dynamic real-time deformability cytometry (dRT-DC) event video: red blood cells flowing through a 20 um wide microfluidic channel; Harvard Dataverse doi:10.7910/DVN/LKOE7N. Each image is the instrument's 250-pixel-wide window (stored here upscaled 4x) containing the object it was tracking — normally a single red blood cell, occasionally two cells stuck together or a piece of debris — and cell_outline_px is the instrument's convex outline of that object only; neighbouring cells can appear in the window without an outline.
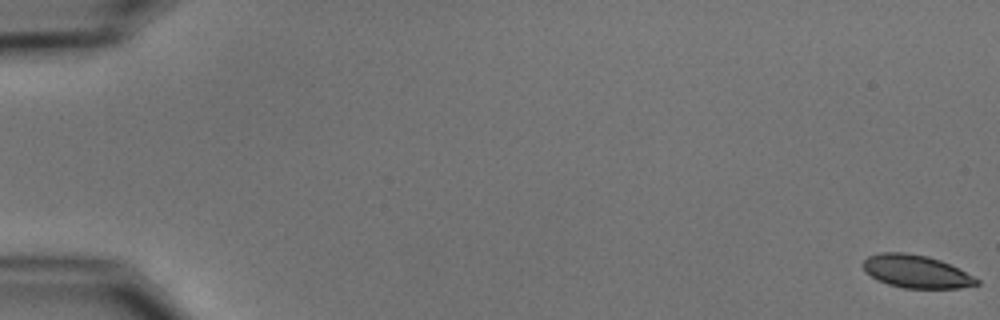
{"species": "common noctule bat (a hibernating species)", "species_latin": "Nyctalus noctula", "temperature_condition": "cold", "stored_images_in_passage": 5, "camera_frame_rate_fps": 3000, "um_per_image_px": 0.085, "animal": {"sex": "male", "body_mass_g": 15.6}, "frame": {"image": 1, "passage_image": 1, "time_ms": 0.0, "image_size_px": [1000, 320], "cell_outline_px": [[980, 284], [960, 288], [904, 288], [888, 284], [876, 280], [864, 272], [860, 264], [868, 256], [880, 252], [904, 252], [928, 256], [940, 260], [980, 280]], "centroid_in_image_um": [77.8, 23.07], "position_along_channel_um": 7.2, "area_um2": 21.85}}
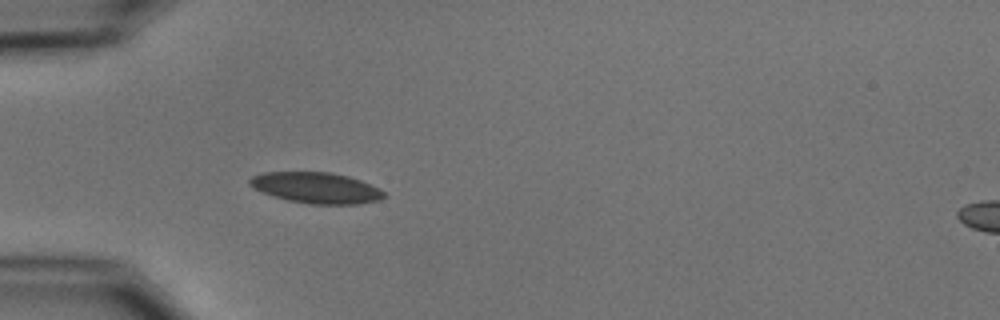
{"frame": {"image": 2, "passage_image": 5, "time_ms": 5.667, "image_size_px": [1000, 320], "cell_outline_px": [[388, 196], [380, 200], [356, 204], [308, 204], [288, 200], [272, 196], [248, 184], [248, 180], [252, 176], [264, 172], [328, 172], [348, 176], [360, 180], [380, 188]], "centroid_in_image_um": [26.91, 15.97], "position_along_channel_um": 58.1, "area_um2": 24.22}}